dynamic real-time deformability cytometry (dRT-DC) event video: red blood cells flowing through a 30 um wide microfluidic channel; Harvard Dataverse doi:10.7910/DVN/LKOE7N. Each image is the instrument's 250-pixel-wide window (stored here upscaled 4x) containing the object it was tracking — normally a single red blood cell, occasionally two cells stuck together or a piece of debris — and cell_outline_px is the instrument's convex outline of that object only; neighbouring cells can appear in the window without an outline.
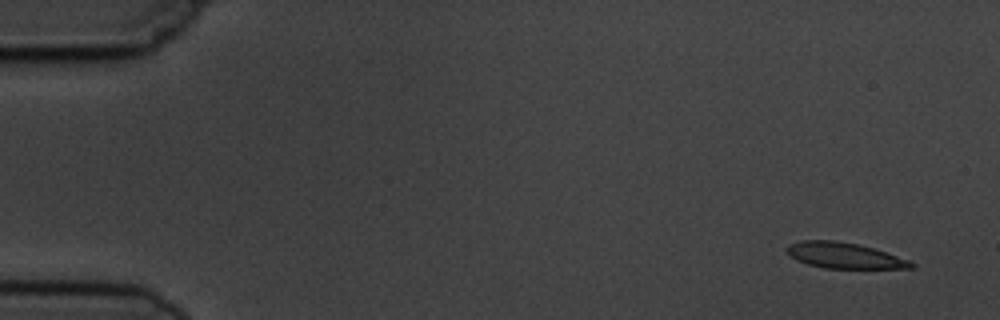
{"species": "common noctule bat (a hibernating species)", "species_latin": "Nyctalus noctula", "temperature_condition": "cold", "stored_images_in_passage": 4, "camera_frame_rate_fps": 3000, "um_per_image_px": 0.085, "animal": {"sex": "male", "body_mass_g": 19.5, "forearm_length_mm": 54.6}, "frame": {"image": 1, "passage_image": 1, "time_ms": 0.0, "image_size_px": [1000, 320], "cell_outline_px": [[916, 268], [824, 268], [808, 264], [796, 260], [784, 248], [788, 244], [800, 240], [836, 240], [856, 244], [872, 248], [908, 260], [916, 264]], "centroid_in_image_um": [71.72, 21.71], "position_along_channel_um": 13.3, "area_um2": 18.5}}
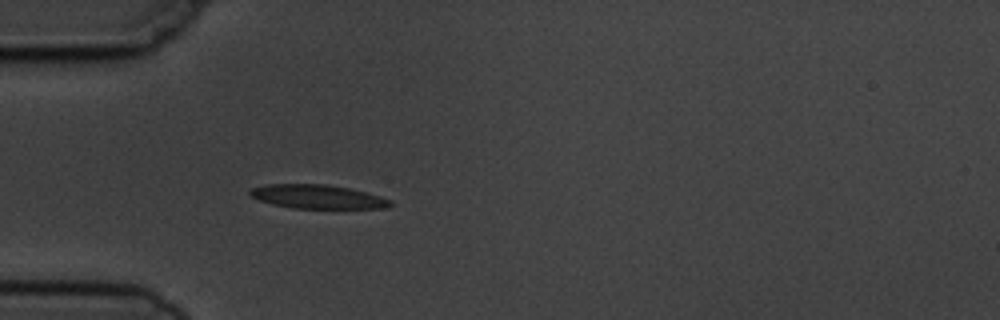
{"frame": {"image": 2, "passage_image": 4, "time_ms": 4.333, "image_size_px": [1000, 320], "cell_outline_px": [[392, 204], [384, 208], [292, 208], [272, 204], [260, 200], [252, 196], [248, 192], [252, 188], [264, 184], [324, 184], [348, 188], [380, 196], [392, 200]], "centroid_in_image_um": [26.97, 16.71], "position_along_channel_um": 58.0, "area_um2": 19.31}}